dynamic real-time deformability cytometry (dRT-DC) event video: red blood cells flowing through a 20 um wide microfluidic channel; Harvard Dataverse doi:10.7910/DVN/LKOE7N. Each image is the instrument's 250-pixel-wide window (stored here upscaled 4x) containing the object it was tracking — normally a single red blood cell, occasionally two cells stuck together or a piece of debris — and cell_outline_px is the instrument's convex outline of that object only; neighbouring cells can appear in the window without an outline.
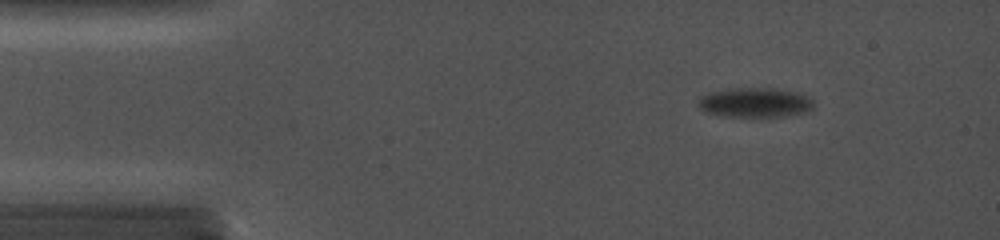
{"species": "common noctule bat (a hibernating species)", "species_latin": "Nyctalus noctula", "temperature_condition": "cold", "stored_images_in_passage": 2, "camera_frame_rate_fps": 5000, "um_per_image_px": 0.085, "animal": {"sex": "female", "body_mass_g": 19.0, "forearm_length_mm": 56.7}, "frame": {"image": 1, "passage_image": 1, "time_ms": 0.0, "image_size_px": [1000, 240], "cell_outline_px": [[804, 104], [800, 108], [768, 112], [728, 112], [704, 108], [704, 100], [712, 96], [732, 92], [776, 92], [792, 96], [800, 100]], "centroid_in_image_um": [63.95, 8.69], "position_along_channel_um": 21.1, "area_um2": 11.96}}